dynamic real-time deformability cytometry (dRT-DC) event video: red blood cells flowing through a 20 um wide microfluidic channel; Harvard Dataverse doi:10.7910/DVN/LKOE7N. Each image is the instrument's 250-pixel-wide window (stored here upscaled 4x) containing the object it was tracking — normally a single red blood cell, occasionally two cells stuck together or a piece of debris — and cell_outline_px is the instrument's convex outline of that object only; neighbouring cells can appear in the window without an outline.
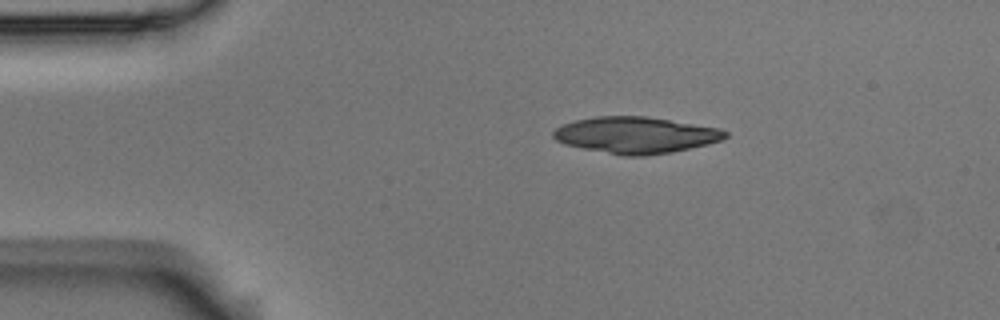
{"species": "Egyptian fruit bat (a non-hibernating species)", "species_latin": "Rousettus aegyptiacus", "temperature_condition": "room temperature", "stored_images_in_passage": 6, "camera_frame_rate_fps": 3000, "um_per_image_px": 0.085, "animal": {"sex": "male"}, "frame": {"image": 1, "passage_image": 2, "time_ms": 0.333, "image_size_px": [1000, 320], "cell_outline_px": [[728, 136], [724, 140], [708, 144], [672, 152], [644, 156], [624, 156], [564, 144], [556, 140], [552, 136], [552, 132], [556, 128], [564, 124], [576, 120], [596, 116], [644, 116], [720, 128], [728, 132]], "centroid_in_image_um": [54.06, 11.48], "position_along_channel_um": 30.9, "area_um2": 36.41}}